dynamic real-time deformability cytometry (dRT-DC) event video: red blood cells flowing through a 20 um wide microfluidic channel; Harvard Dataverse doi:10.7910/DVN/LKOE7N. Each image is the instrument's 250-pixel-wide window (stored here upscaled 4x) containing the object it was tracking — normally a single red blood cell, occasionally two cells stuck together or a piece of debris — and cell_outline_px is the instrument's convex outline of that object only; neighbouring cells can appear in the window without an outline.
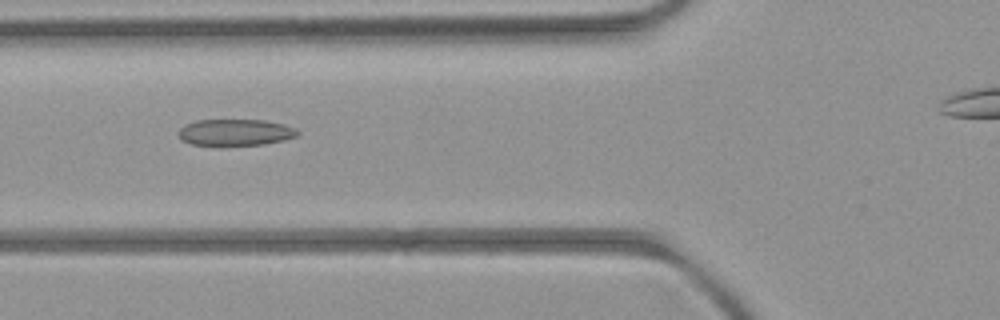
{"species": "common noctule bat (a hibernating species)", "species_latin": "Nyctalus noctula", "temperature_condition": "room temperature", "stored_images_in_passage": 3, "camera_frame_rate_fps": 3000, "um_per_image_px": 0.085, "animal": {"sex": "female", "body_mass_g": 21.9}, "frame": {"image": 1, "passage_image": 2, "time_ms": 1.0, "image_size_px": [1000, 320], "cell_outline_px": [[300, 132], [296, 136], [284, 140], [264, 144], [192, 144], [184, 140], [180, 136], [180, 128], [184, 124], [196, 120], [264, 120], [284, 124], [296, 128]], "centroid_in_image_um": [20.06, 11.22], "position_along_channel_um": 105.7, "area_um2": 17.98}}
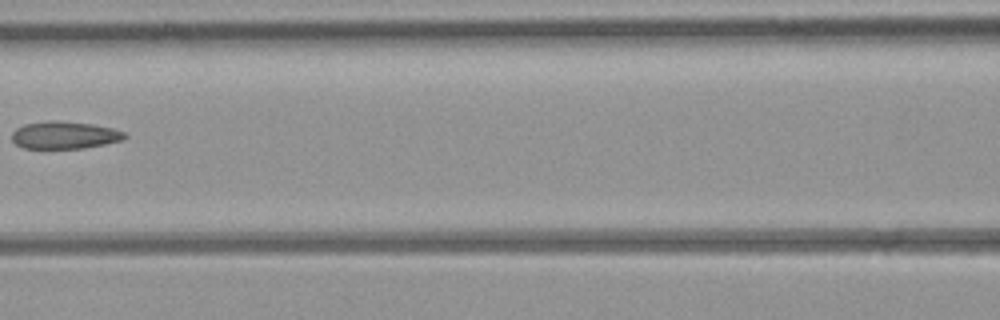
{"frame": {"image": 2, "passage_image": 3, "time_ms": 2.333, "image_size_px": [1000, 320], "cell_outline_px": [[128, 136], [124, 140], [84, 148], [24, 148], [16, 144], [12, 140], [12, 132], [16, 128], [24, 124], [56, 120], [92, 124], [112, 128], [124, 132]], "centroid_in_image_um": [5.5, 11.48], "position_along_channel_um": 161.1, "area_um2": 17.98}}